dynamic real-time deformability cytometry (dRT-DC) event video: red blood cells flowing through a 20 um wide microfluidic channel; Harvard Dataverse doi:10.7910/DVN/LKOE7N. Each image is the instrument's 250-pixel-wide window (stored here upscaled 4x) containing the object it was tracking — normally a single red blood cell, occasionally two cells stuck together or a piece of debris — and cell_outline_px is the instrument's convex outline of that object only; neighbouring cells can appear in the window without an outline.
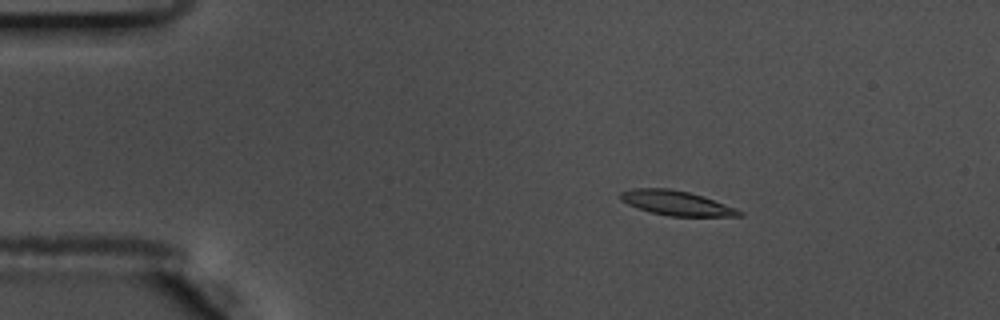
{"species": "common noctule bat (a hibernating species)", "species_latin": "Nyctalus noctula", "temperature_condition": "warm", "stored_images_in_passage": 51, "camera_frame_rate_fps": 3000, "um_per_image_px": 0.085, "animal": {"sex": "male", "body_mass_g": 17.5, "forearm_length_mm": 52.3}, "frame": {"image": 1, "passage_image": 4, "time_ms": 1.0, "image_size_px": [1000, 320], "cell_outline_px": [[744, 216], [668, 216], [652, 212], [628, 204], [620, 200], [620, 192], [632, 188], [668, 188], [688, 192], [704, 196], [736, 208], [744, 212]], "centroid_in_image_um": [57.52, 17.25], "position_along_channel_um": 27.5, "area_um2": 16.99}}
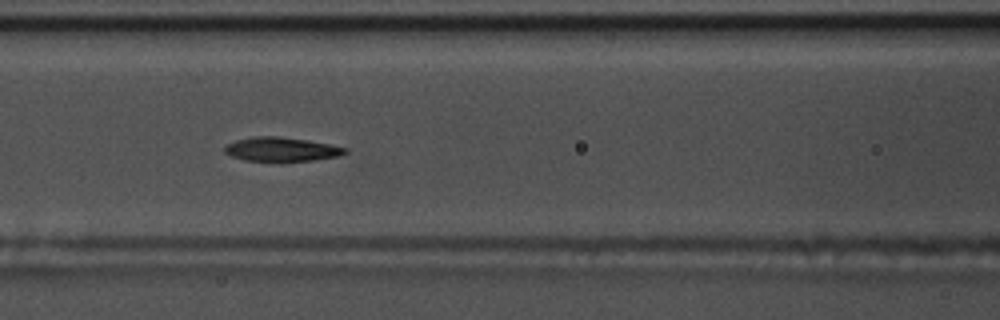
{"frame": {"image": 2, "passage_image": 19, "time_ms": 6.0, "image_size_px": [1000, 320], "cell_outline_px": [[348, 152], [336, 156], [316, 160], [244, 160], [232, 156], [224, 152], [224, 148], [228, 144], [236, 140], [252, 136], [280, 136], [308, 140], [348, 148]], "centroid_in_image_um": [23.92, 12.67], "position_along_channel_um": 142.7, "area_um2": 16.59}}
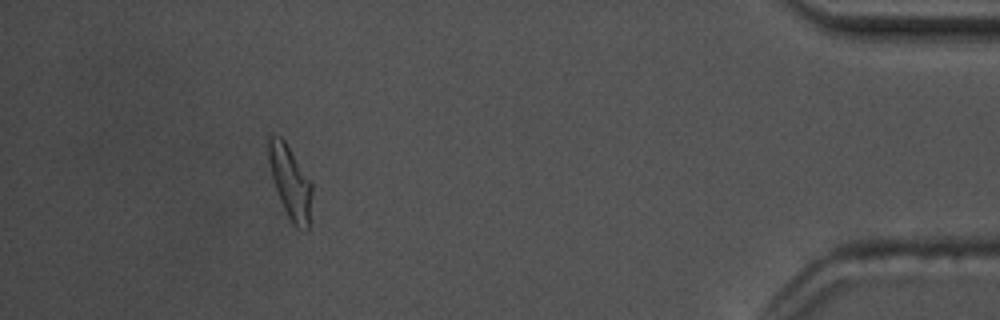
{"frame": {"image": 3, "passage_image": 46, "time_ms": 15.0, "image_size_px": [1000, 320], "cell_outline_px": [[312, 192], [308, 228], [296, 228], [292, 224], [280, 200], [272, 176], [268, 160], [264, 136], [280, 136], [284, 140], [312, 180]], "centroid_in_image_um": [24.65, 15.4], "position_along_channel_um": 410.6, "area_um2": 18.67}, "authors_computed_cell_mechanics": {"area_um2": 17.34, "velocity_mm_per_s": 3.6144, "shape_relaxation_time_tau1_ms": 2.8671, "shape_relaxation_time_tau2_ms": 2.2624, "deformation_change_tau1": 0.1577, "deformation_change_tau2": 0.0995}}